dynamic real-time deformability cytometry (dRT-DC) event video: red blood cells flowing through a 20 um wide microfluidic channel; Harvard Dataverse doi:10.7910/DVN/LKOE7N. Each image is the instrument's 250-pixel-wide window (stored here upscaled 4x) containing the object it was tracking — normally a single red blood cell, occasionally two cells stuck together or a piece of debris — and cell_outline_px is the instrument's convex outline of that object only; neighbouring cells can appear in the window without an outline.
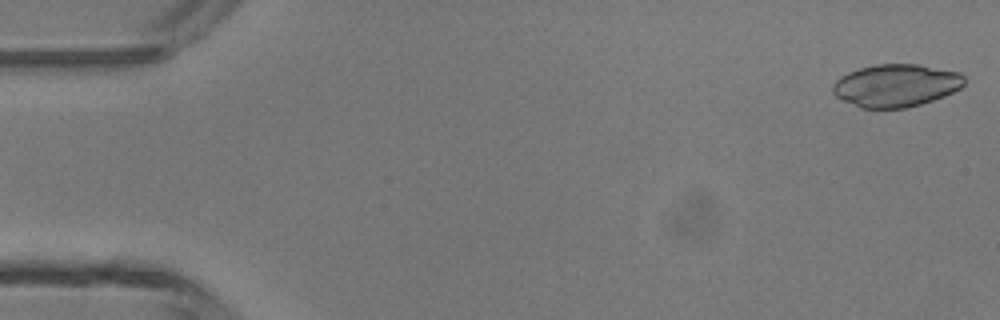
{"species": "common noctule bat (a hibernating species)", "species_latin": "Nyctalus noctula", "temperature_condition": "room temperature", "stored_images_in_passage": 5, "camera_frame_rate_fps": 3000, "um_per_image_px": 0.085, "animal": {"sex": "male", "body_mass_g": 13.3}, "frame": {"image": 1, "passage_image": 1, "time_ms": 0.0, "image_size_px": [1000, 320], "cell_outline_px": [[964, 84], [960, 88], [944, 96], [920, 104], [904, 108], [860, 108], [836, 96], [832, 92], [832, 84], [840, 76], [848, 72], [860, 68], [876, 64], [920, 64], [960, 72], [964, 76]], "centroid_in_image_um": [76.15, 7.25], "position_along_channel_um": 8.8, "area_um2": 32.71}}